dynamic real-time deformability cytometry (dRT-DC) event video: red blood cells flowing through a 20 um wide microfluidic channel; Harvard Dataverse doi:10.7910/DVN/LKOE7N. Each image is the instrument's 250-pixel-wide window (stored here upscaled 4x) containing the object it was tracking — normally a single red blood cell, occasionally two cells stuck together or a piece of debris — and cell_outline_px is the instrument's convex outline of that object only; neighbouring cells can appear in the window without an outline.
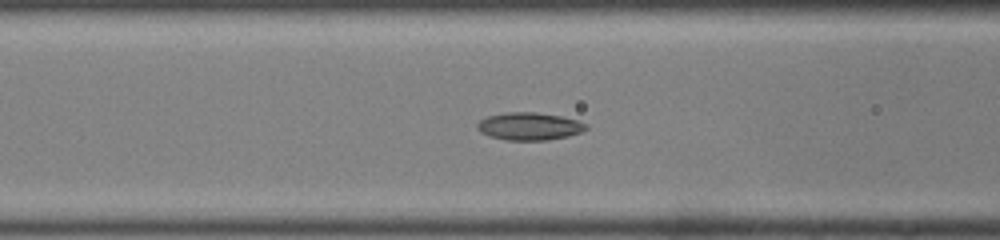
{"species": "common noctule bat (a hibernating species)", "species_latin": "Nyctalus noctula", "temperature_condition": "room temperature", "stored_images_in_passage": 48, "camera_frame_rate_fps": 3000, "um_per_image_px": 0.085, "animal": {"sex": "male", "body_mass_g": 19.0, "forearm_length_mm": 50.8}, "frame": {"image": 1, "passage_image": 19, "time_ms": 6.0, "image_size_px": [1000, 240], "cell_outline_px": [[588, 128], [580, 132], [568, 136], [548, 140], [504, 140], [480, 132], [476, 128], [476, 124], [480, 120], [488, 116], [508, 112], [536, 112], [560, 116], [576, 120], [588, 124]], "centroid_in_image_um": [44.99, 10.73], "position_along_channel_um": 121.6, "area_um2": 17.46}}
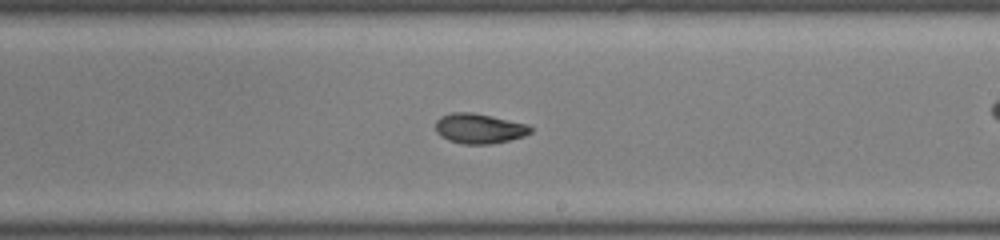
{"frame": {"image": 2, "passage_image": 28, "time_ms": 9.0, "image_size_px": [1000, 240], "cell_outline_px": [[532, 132], [524, 136], [492, 144], [464, 144], [448, 140], [440, 136], [436, 132], [436, 120], [440, 116], [452, 112], [472, 112], [528, 124], [532, 128]], "centroid_in_image_um": [40.71, 10.92], "position_along_channel_um": 248.3, "area_um2": 16.65}}
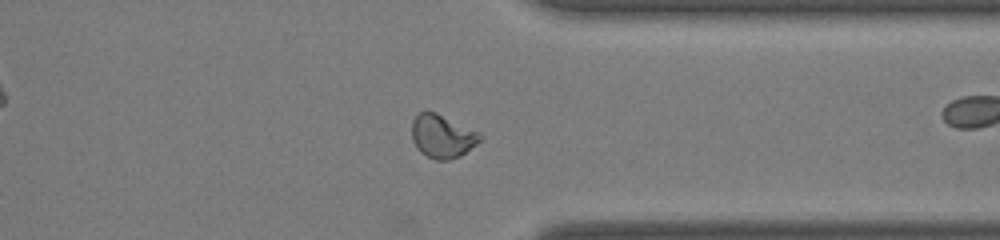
{"frame": {"image": 3, "passage_image": 37, "time_ms": 12.0, "image_size_px": [1000, 240], "cell_outline_px": [[484, 136], [476, 144], [460, 156], [448, 160], [436, 160], [420, 152], [416, 148], [412, 140], [412, 120], [420, 112], [436, 112], [480, 132]], "centroid_in_image_um": [37.6, 11.58], "position_along_channel_um": 373.8, "area_um2": 17.22}, "authors_computed_cell_mechanics": {"area_um2": 17.3111, "velocity_mm_per_s": 4.2298, "shape_relaxation_time_tau1_ms": null, "shape_relaxation_time_tau2_ms": 2.146, "deformation_change_tau1": null, "deformation_change_tau2": 0.0734}}